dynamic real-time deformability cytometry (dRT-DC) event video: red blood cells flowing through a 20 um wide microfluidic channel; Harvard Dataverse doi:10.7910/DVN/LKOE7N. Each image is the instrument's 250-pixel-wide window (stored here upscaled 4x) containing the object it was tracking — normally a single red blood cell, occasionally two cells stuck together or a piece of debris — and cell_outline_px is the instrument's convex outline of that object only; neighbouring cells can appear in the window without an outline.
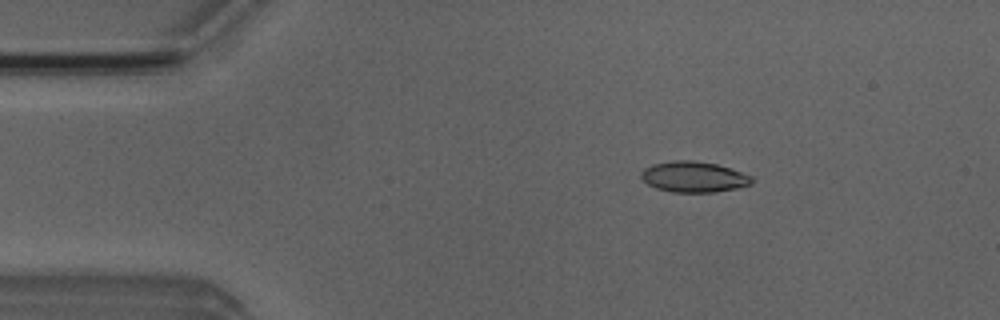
{"species": "Egyptian fruit bat (a non-hibernating species)", "species_latin": "Rousettus aegyptiacus", "temperature_condition": "room temperature", "stored_images_in_passage": 44, "camera_frame_rate_fps": 3000, "um_per_image_px": 0.085, "animal": {"sex": "male"}, "frame": {"image": 1, "passage_image": 1, "time_ms": 0.0, "image_size_px": [1000, 320], "cell_outline_px": [[756, 180], [752, 184], [736, 188], [712, 192], [672, 192], [656, 188], [648, 184], [640, 176], [640, 172], [644, 168], [652, 164], [672, 160], [692, 160], [716, 164], [752, 176]], "centroid_in_image_um": [58.96, 15.03], "position_along_channel_um": 26.0, "area_um2": 19.83}}
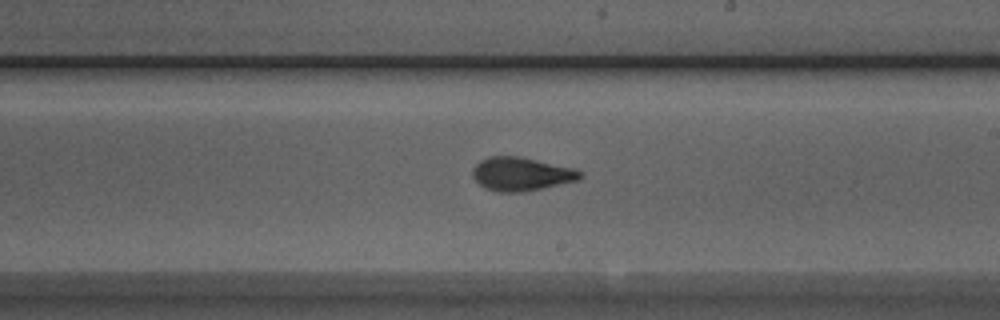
{"frame": {"image": 2, "passage_image": 22, "time_ms": 7.0, "image_size_px": [1000, 320], "cell_outline_px": [[584, 176], [580, 180], [544, 188], [524, 192], [496, 192], [480, 184], [472, 176], [472, 168], [480, 160], [488, 156], [520, 156], [576, 168], [584, 172]], "centroid_in_image_um": [44.37, 14.78], "position_along_channel_um": 244.6, "area_um2": 21.39}}
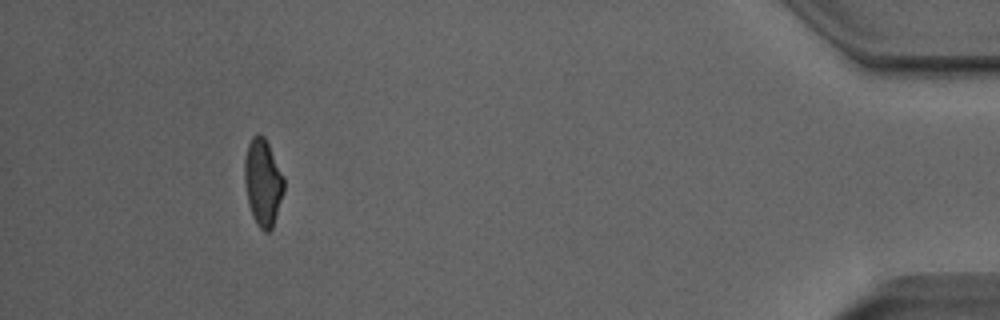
{"frame": {"image": 3, "passage_image": 40, "time_ms": 13.0, "image_size_px": [1000, 320], "cell_outline_px": [[284, 192], [272, 228], [268, 232], [264, 232], [256, 224], [252, 216], [248, 204], [244, 180], [244, 160], [248, 144], [252, 136], [256, 132], [260, 132], [264, 136], [284, 176]], "centroid_in_image_um": [22.33, 15.49], "position_along_channel_um": 412.9, "area_um2": 20.17}, "authors_computed_cell_mechanics": {"area_um2": 20.3167, "velocity_mm_per_s": 3.9619, "shape_relaxation_time_tau1_ms": 4.5093, "shape_relaxation_time_tau2_ms": 1.2109, "deformation_change_tau1": 0.1679, "deformation_change_tau2": 0.0777}}